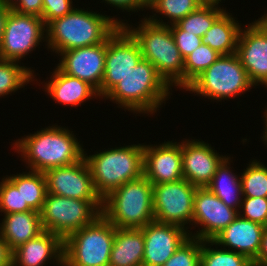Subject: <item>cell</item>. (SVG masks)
<instances>
[{
  "mask_svg": "<svg viewBox=\"0 0 267 266\" xmlns=\"http://www.w3.org/2000/svg\"><path fill=\"white\" fill-rule=\"evenodd\" d=\"M44 175L47 193L80 200H103L95 190L84 157L72 165L51 168Z\"/></svg>",
  "mask_w": 267,
  "mask_h": 266,
  "instance_id": "13",
  "label": "cell"
},
{
  "mask_svg": "<svg viewBox=\"0 0 267 266\" xmlns=\"http://www.w3.org/2000/svg\"><path fill=\"white\" fill-rule=\"evenodd\" d=\"M202 5H214L218 6L221 0H199Z\"/></svg>",
  "mask_w": 267,
  "mask_h": 266,
  "instance_id": "44",
  "label": "cell"
},
{
  "mask_svg": "<svg viewBox=\"0 0 267 266\" xmlns=\"http://www.w3.org/2000/svg\"><path fill=\"white\" fill-rule=\"evenodd\" d=\"M241 202L243 214L239 215L252 222L267 226V197H242Z\"/></svg>",
  "mask_w": 267,
  "mask_h": 266,
  "instance_id": "36",
  "label": "cell"
},
{
  "mask_svg": "<svg viewBox=\"0 0 267 266\" xmlns=\"http://www.w3.org/2000/svg\"><path fill=\"white\" fill-rule=\"evenodd\" d=\"M225 157L204 141L185 140L182 142L183 178L196 187H206Z\"/></svg>",
  "mask_w": 267,
  "mask_h": 266,
  "instance_id": "19",
  "label": "cell"
},
{
  "mask_svg": "<svg viewBox=\"0 0 267 266\" xmlns=\"http://www.w3.org/2000/svg\"><path fill=\"white\" fill-rule=\"evenodd\" d=\"M224 11L218 6L201 5L196 11L180 19L176 25L181 30L203 37L205 32Z\"/></svg>",
  "mask_w": 267,
  "mask_h": 266,
  "instance_id": "29",
  "label": "cell"
},
{
  "mask_svg": "<svg viewBox=\"0 0 267 266\" xmlns=\"http://www.w3.org/2000/svg\"><path fill=\"white\" fill-rule=\"evenodd\" d=\"M209 240H201L200 266H253L252 261L243 254L230 249L206 247Z\"/></svg>",
  "mask_w": 267,
  "mask_h": 266,
  "instance_id": "30",
  "label": "cell"
},
{
  "mask_svg": "<svg viewBox=\"0 0 267 266\" xmlns=\"http://www.w3.org/2000/svg\"><path fill=\"white\" fill-rule=\"evenodd\" d=\"M43 231L40 212L35 210L5 214L0 225V236L12 252Z\"/></svg>",
  "mask_w": 267,
  "mask_h": 266,
  "instance_id": "23",
  "label": "cell"
},
{
  "mask_svg": "<svg viewBox=\"0 0 267 266\" xmlns=\"http://www.w3.org/2000/svg\"><path fill=\"white\" fill-rule=\"evenodd\" d=\"M201 240L189 237L163 266H200Z\"/></svg>",
  "mask_w": 267,
  "mask_h": 266,
  "instance_id": "35",
  "label": "cell"
},
{
  "mask_svg": "<svg viewBox=\"0 0 267 266\" xmlns=\"http://www.w3.org/2000/svg\"><path fill=\"white\" fill-rule=\"evenodd\" d=\"M226 10L214 21L205 32L202 42L220 55L236 53L241 25Z\"/></svg>",
  "mask_w": 267,
  "mask_h": 266,
  "instance_id": "25",
  "label": "cell"
},
{
  "mask_svg": "<svg viewBox=\"0 0 267 266\" xmlns=\"http://www.w3.org/2000/svg\"><path fill=\"white\" fill-rule=\"evenodd\" d=\"M16 187H21L23 205L40 212L47 194L44 172L29 171L7 177Z\"/></svg>",
  "mask_w": 267,
  "mask_h": 266,
  "instance_id": "27",
  "label": "cell"
},
{
  "mask_svg": "<svg viewBox=\"0 0 267 266\" xmlns=\"http://www.w3.org/2000/svg\"><path fill=\"white\" fill-rule=\"evenodd\" d=\"M123 24L117 18L74 8L46 26L47 46L59 54L66 50L98 45L105 42Z\"/></svg>",
  "mask_w": 267,
  "mask_h": 266,
  "instance_id": "1",
  "label": "cell"
},
{
  "mask_svg": "<svg viewBox=\"0 0 267 266\" xmlns=\"http://www.w3.org/2000/svg\"><path fill=\"white\" fill-rule=\"evenodd\" d=\"M144 234L141 228L116 227L109 266H142Z\"/></svg>",
  "mask_w": 267,
  "mask_h": 266,
  "instance_id": "24",
  "label": "cell"
},
{
  "mask_svg": "<svg viewBox=\"0 0 267 266\" xmlns=\"http://www.w3.org/2000/svg\"><path fill=\"white\" fill-rule=\"evenodd\" d=\"M103 200H80L47 193L40 211L42 228L63 241L102 214Z\"/></svg>",
  "mask_w": 267,
  "mask_h": 266,
  "instance_id": "8",
  "label": "cell"
},
{
  "mask_svg": "<svg viewBox=\"0 0 267 266\" xmlns=\"http://www.w3.org/2000/svg\"><path fill=\"white\" fill-rule=\"evenodd\" d=\"M267 23V14L261 17Z\"/></svg>",
  "mask_w": 267,
  "mask_h": 266,
  "instance_id": "47",
  "label": "cell"
},
{
  "mask_svg": "<svg viewBox=\"0 0 267 266\" xmlns=\"http://www.w3.org/2000/svg\"><path fill=\"white\" fill-rule=\"evenodd\" d=\"M144 234L142 266H163L190 237L186 229L153 221L141 228Z\"/></svg>",
  "mask_w": 267,
  "mask_h": 266,
  "instance_id": "17",
  "label": "cell"
},
{
  "mask_svg": "<svg viewBox=\"0 0 267 266\" xmlns=\"http://www.w3.org/2000/svg\"><path fill=\"white\" fill-rule=\"evenodd\" d=\"M10 10H11L10 6L0 3V45L2 42V37H3L4 29H5V23H6Z\"/></svg>",
  "mask_w": 267,
  "mask_h": 266,
  "instance_id": "43",
  "label": "cell"
},
{
  "mask_svg": "<svg viewBox=\"0 0 267 266\" xmlns=\"http://www.w3.org/2000/svg\"><path fill=\"white\" fill-rule=\"evenodd\" d=\"M52 258L63 266V240L44 230L12 252V266H43Z\"/></svg>",
  "mask_w": 267,
  "mask_h": 266,
  "instance_id": "21",
  "label": "cell"
},
{
  "mask_svg": "<svg viewBox=\"0 0 267 266\" xmlns=\"http://www.w3.org/2000/svg\"><path fill=\"white\" fill-rule=\"evenodd\" d=\"M141 59L139 44L123 26H119L107 39L100 96L103 98Z\"/></svg>",
  "mask_w": 267,
  "mask_h": 266,
  "instance_id": "12",
  "label": "cell"
},
{
  "mask_svg": "<svg viewBox=\"0 0 267 266\" xmlns=\"http://www.w3.org/2000/svg\"><path fill=\"white\" fill-rule=\"evenodd\" d=\"M0 266H12V251L0 236Z\"/></svg>",
  "mask_w": 267,
  "mask_h": 266,
  "instance_id": "42",
  "label": "cell"
},
{
  "mask_svg": "<svg viewBox=\"0 0 267 266\" xmlns=\"http://www.w3.org/2000/svg\"><path fill=\"white\" fill-rule=\"evenodd\" d=\"M116 227L102 214L63 241V266H109Z\"/></svg>",
  "mask_w": 267,
  "mask_h": 266,
  "instance_id": "7",
  "label": "cell"
},
{
  "mask_svg": "<svg viewBox=\"0 0 267 266\" xmlns=\"http://www.w3.org/2000/svg\"><path fill=\"white\" fill-rule=\"evenodd\" d=\"M33 210L29 205H23L21 187H16L7 177L0 182V212L11 214Z\"/></svg>",
  "mask_w": 267,
  "mask_h": 266,
  "instance_id": "34",
  "label": "cell"
},
{
  "mask_svg": "<svg viewBox=\"0 0 267 266\" xmlns=\"http://www.w3.org/2000/svg\"><path fill=\"white\" fill-rule=\"evenodd\" d=\"M220 54L202 43L184 59V89L204 70L210 67Z\"/></svg>",
  "mask_w": 267,
  "mask_h": 266,
  "instance_id": "31",
  "label": "cell"
},
{
  "mask_svg": "<svg viewBox=\"0 0 267 266\" xmlns=\"http://www.w3.org/2000/svg\"><path fill=\"white\" fill-rule=\"evenodd\" d=\"M53 72L45 89L59 104L77 107L92 96L99 97L98 91L89 83L63 73L58 67Z\"/></svg>",
  "mask_w": 267,
  "mask_h": 266,
  "instance_id": "22",
  "label": "cell"
},
{
  "mask_svg": "<svg viewBox=\"0 0 267 266\" xmlns=\"http://www.w3.org/2000/svg\"><path fill=\"white\" fill-rule=\"evenodd\" d=\"M107 40L98 45L75 48L61 52L57 67L65 74L79 78L93 86L100 96L105 70Z\"/></svg>",
  "mask_w": 267,
  "mask_h": 266,
  "instance_id": "16",
  "label": "cell"
},
{
  "mask_svg": "<svg viewBox=\"0 0 267 266\" xmlns=\"http://www.w3.org/2000/svg\"><path fill=\"white\" fill-rule=\"evenodd\" d=\"M43 0H17L11 9L27 15H33L41 18Z\"/></svg>",
  "mask_w": 267,
  "mask_h": 266,
  "instance_id": "39",
  "label": "cell"
},
{
  "mask_svg": "<svg viewBox=\"0 0 267 266\" xmlns=\"http://www.w3.org/2000/svg\"><path fill=\"white\" fill-rule=\"evenodd\" d=\"M243 197H267V167L253 160L240 177Z\"/></svg>",
  "mask_w": 267,
  "mask_h": 266,
  "instance_id": "32",
  "label": "cell"
},
{
  "mask_svg": "<svg viewBox=\"0 0 267 266\" xmlns=\"http://www.w3.org/2000/svg\"><path fill=\"white\" fill-rule=\"evenodd\" d=\"M241 29L236 54L253 85L267 86V23L259 18ZM259 83V84H258Z\"/></svg>",
  "mask_w": 267,
  "mask_h": 266,
  "instance_id": "14",
  "label": "cell"
},
{
  "mask_svg": "<svg viewBox=\"0 0 267 266\" xmlns=\"http://www.w3.org/2000/svg\"><path fill=\"white\" fill-rule=\"evenodd\" d=\"M102 215L118 228H142L155 221L153 184L143 175L103 198Z\"/></svg>",
  "mask_w": 267,
  "mask_h": 266,
  "instance_id": "5",
  "label": "cell"
},
{
  "mask_svg": "<svg viewBox=\"0 0 267 266\" xmlns=\"http://www.w3.org/2000/svg\"><path fill=\"white\" fill-rule=\"evenodd\" d=\"M239 212L228 207L207 187H197L194 195L193 218L194 224L203 226L195 235L200 240H212L236 219Z\"/></svg>",
  "mask_w": 267,
  "mask_h": 266,
  "instance_id": "15",
  "label": "cell"
},
{
  "mask_svg": "<svg viewBox=\"0 0 267 266\" xmlns=\"http://www.w3.org/2000/svg\"><path fill=\"white\" fill-rule=\"evenodd\" d=\"M197 187L184 178L153 185L154 219L158 223L185 228L192 222L194 195Z\"/></svg>",
  "mask_w": 267,
  "mask_h": 266,
  "instance_id": "10",
  "label": "cell"
},
{
  "mask_svg": "<svg viewBox=\"0 0 267 266\" xmlns=\"http://www.w3.org/2000/svg\"><path fill=\"white\" fill-rule=\"evenodd\" d=\"M84 158L91 171L96 192L103 199L115 188L143 176V145L112 148Z\"/></svg>",
  "mask_w": 267,
  "mask_h": 266,
  "instance_id": "6",
  "label": "cell"
},
{
  "mask_svg": "<svg viewBox=\"0 0 267 266\" xmlns=\"http://www.w3.org/2000/svg\"><path fill=\"white\" fill-rule=\"evenodd\" d=\"M170 89L155 66L142 58L104 97L128 111L152 114L168 98Z\"/></svg>",
  "mask_w": 267,
  "mask_h": 266,
  "instance_id": "4",
  "label": "cell"
},
{
  "mask_svg": "<svg viewBox=\"0 0 267 266\" xmlns=\"http://www.w3.org/2000/svg\"><path fill=\"white\" fill-rule=\"evenodd\" d=\"M254 86L236 53L219 58L186 88L213 100L239 96Z\"/></svg>",
  "mask_w": 267,
  "mask_h": 266,
  "instance_id": "9",
  "label": "cell"
},
{
  "mask_svg": "<svg viewBox=\"0 0 267 266\" xmlns=\"http://www.w3.org/2000/svg\"><path fill=\"white\" fill-rule=\"evenodd\" d=\"M266 112H265V115H264V117L266 118V120H265V131L263 132V141H265L266 142V144H267V109L265 110Z\"/></svg>",
  "mask_w": 267,
  "mask_h": 266,
  "instance_id": "45",
  "label": "cell"
},
{
  "mask_svg": "<svg viewBox=\"0 0 267 266\" xmlns=\"http://www.w3.org/2000/svg\"><path fill=\"white\" fill-rule=\"evenodd\" d=\"M74 8L72 6V0H43L41 18L47 26L51 21L63 17Z\"/></svg>",
  "mask_w": 267,
  "mask_h": 266,
  "instance_id": "38",
  "label": "cell"
},
{
  "mask_svg": "<svg viewBox=\"0 0 267 266\" xmlns=\"http://www.w3.org/2000/svg\"><path fill=\"white\" fill-rule=\"evenodd\" d=\"M169 27L175 44L184 59L203 43L202 37L181 30L176 24L169 25Z\"/></svg>",
  "mask_w": 267,
  "mask_h": 266,
  "instance_id": "37",
  "label": "cell"
},
{
  "mask_svg": "<svg viewBox=\"0 0 267 266\" xmlns=\"http://www.w3.org/2000/svg\"><path fill=\"white\" fill-rule=\"evenodd\" d=\"M253 266H267V226L264 229L257 257L252 261Z\"/></svg>",
  "mask_w": 267,
  "mask_h": 266,
  "instance_id": "41",
  "label": "cell"
},
{
  "mask_svg": "<svg viewBox=\"0 0 267 266\" xmlns=\"http://www.w3.org/2000/svg\"><path fill=\"white\" fill-rule=\"evenodd\" d=\"M46 32L42 18L10 10L0 45V59L19 62L36 48Z\"/></svg>",
  "mask_w": 267,
  "mask_h": 266,
  "instance_id": "11",
  "label": "cell"
},
{
  "mask_svg": "<svg viewBox=\"0 0 267 266\" xmlns=\"http://www.w3.org/2000/svg\"><path fill=\"white\" fill-rule=\"evenodd\" d=\"M18 63L0 59V97L15 92L29 81H33V70L20 66Z\"/></svg>",
  "mask_w": 267,
  "mask_h": 266,
  "instance_id": "28",
  "label": "cell"
},
{
  "mask_svg": "<svg viewBox=\"0 0 267 266\" xmlns=\"http://www.w3.org/2000/svg\"><path fill=\"white\" fill-rule=\"evenodd\" d=\"M155 16L145 17L135 29L126 23L122 26L139 44L142 58L155 66L166 84L184 89V58L175 44L168 22L166 24L160 18L157 20Z\"/></svg>",
  "mask_w": 267,
  "mask_h": 266,
  "instance_id": "2",
  "label": "cell"
},
{
  "mask_svg": "<svg viewBox=\"0 0 267 266\" xmlns=\"http://www.w3.org/2000/svg\"><path fill=\"white\" fill-rule=\"evenodd\" d=\"M264 229L265 226L238 215L225 229L209 240V243L212 246H226L253 261L259 252Z\"/></svg>",
  "mask_w": 267,
  "mask_h": 266,
  "instance_id": "20",
  "label": "cell"
},
{
  "mask_svg": "<svg viewBox=\"0 0 267 266\" xmlns=\"http://www.w3.org/2000/svg\"><path fill=\"white\" fill-rule=\"evenodd\" d=\"M106 1L107 4H111L112 6H115L117 8H121L123 11L127 10L130 11H136L137 9L140 11V9L148 8V2L146 0H103Z\"/></svg>",
  "mask_w": 267,
  "mask_h": 266,
  "instance_id": "40",
  "label": "cell"
},
{
  "mask_svg": "<svg viewBox=\"0 0 267 266\" xmlns=\"http://www.w3.org/2000/svg\"><path fill=\"white\" fill-rule=\"evenodd\" d=\"M230 157H225L217 166L216 172L211 182L206 186L228 207L236 209L238 212L241 207L243 197L240 178L231 172L229 163ZM237 176V177H236ZM238 207V208H237Z\"/></svg>",
  "mask_w": 267,
  "mask_h": 266,
  "instance_id": "26",
  "label": "cell"
},
{
  "mask_svg": "<svg viewBox=\"0 0 267 266\" xmlns=\"http://www.w3.org/2000/svg\"><path fill=\"white\" fill-rule=\"evenodd\" d=\"M199 0H150L149 9H154L156 13H161L170 18L169 25L176 24L191 12L196 11L200 6Z\"/></svg>",
  "mask_w": 267,
  "mask_h": 266,
  "instance_id": "33",
  "label": "cell"
},
{
  "mask_svg": "<svg viewBox=\"0 0 267 266\" xmlns=\"http://www.w3.org/2000/svg\"><path fill=\"white\" fill-rule=\"evenodd\" d=\"M143 149V175L153 185L183 179L182 142L143 145Z\"/></svg>",
  "mask_w": 267,
  "mask_h": 266,
  "instance_id": "18",
  "label": "cell"
},
{
  "mask_svg": "<svg viewBox=\"0 0 267 266\" xmlns=\"http://www.w3.org/2000/svg\"><path fill=\"white\" fill-rule=\"evenodd\" d=\"M71 131L47 127L15 142V149L28 163L31 171L45 172L51 168L72 165L84 157V149Z\"/></svg>",
  "mask_w": 267,
  "mask_h": 266,
  "instance_id": "3",
  "label": "cell"
},
{
  "mask_svg": "<svg viewBox=\"0 0 267 266\" xmlns=\"http://www.w3.org/2000/svg\"><path fill=\"white\" fill-rule=\"evenodd\" d=\"M16 1L17 0H0V3L11 7Z\"/></svg>",
  "mask_w": 267,
  "mask_h": 266,
  "instance_id": "46",
  "label": "cell"
}]
</instances>
